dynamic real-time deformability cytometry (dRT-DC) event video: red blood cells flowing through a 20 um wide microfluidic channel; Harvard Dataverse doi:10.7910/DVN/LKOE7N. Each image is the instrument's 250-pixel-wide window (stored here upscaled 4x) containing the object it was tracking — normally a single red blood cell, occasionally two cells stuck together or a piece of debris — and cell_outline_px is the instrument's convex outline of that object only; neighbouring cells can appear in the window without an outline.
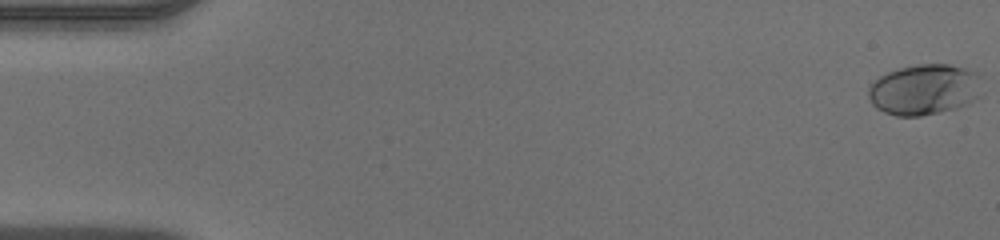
{"species": "human", "species_latin": "Homo sapiens", "temperature_condition": "warm", "stored_images_in_passage": 49, "camera_frame_rate_fps": 3000, "um_per_image_px": 0.085, "donor": {"sex": "male"}, "frame": {"image": 1, "passage_image": 1, "time_ms": 0.0, "image_size_px": [1000, 240], "cell_outline_px": [[980, 76], [976, 96], [968, 104], [956, 108], [920, 116], [896, 116], [884, 112], [876, 108], [872, 104], [868, 96], [868, 84], [872, 80], [888, 72], [900, 68], [916, 64], [948, 64], [980, 72]], "centroid_in_image_um": [78.5, 7.6], "position_along_channel_um": 6.5, "area_um2": 33.52}}
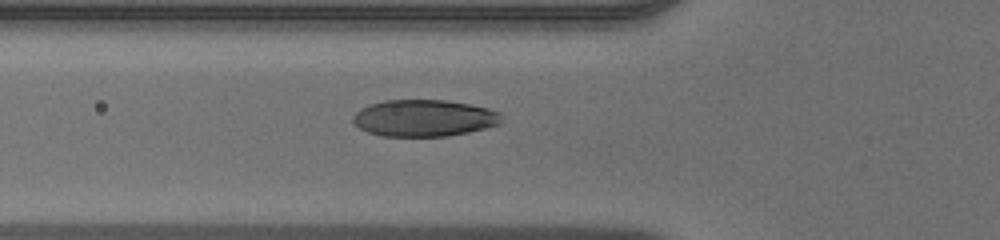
{"frame": {"image": 2, "passage_image": 18, "time_ms": 5.667, "image_size_px": [1000, 240], "cell_outline_px": [[504, 120], [500, 124], [468, 132], [448, 136], [380, 136], [368, 132], [360, 128], [352, 120], [352, 116], [360, 108], [368, 104], [384, 100], [444, 100], [468, 104], [488, 108], [500, 112]], "centroid_in_image_um": [36.04, 10.03], "position_along_channel_um": 89.8, "area_um2": 31.96}}
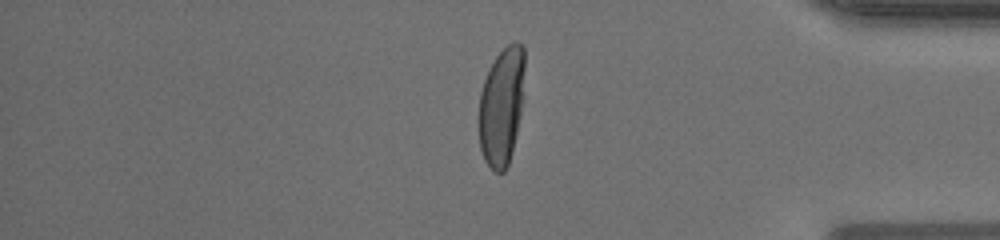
{"frame": {"image": 3, "passage_image": 41, "time_ms": 13.333, "image_size_px": [1000, 240], "cell_outline_px": [[524, 68], [520, 112], [516, 132], [508, 164], [504, 172], [496, 172], [484, 160], [480, 148], [480, 92], [484, 80], [496, 56], [508, 44], [516, 40], [524, 48]], "centroid_in_image_um": [42.63, 9.01], "position_along_channel_um": 392.6, "area_um2": 30.63}}